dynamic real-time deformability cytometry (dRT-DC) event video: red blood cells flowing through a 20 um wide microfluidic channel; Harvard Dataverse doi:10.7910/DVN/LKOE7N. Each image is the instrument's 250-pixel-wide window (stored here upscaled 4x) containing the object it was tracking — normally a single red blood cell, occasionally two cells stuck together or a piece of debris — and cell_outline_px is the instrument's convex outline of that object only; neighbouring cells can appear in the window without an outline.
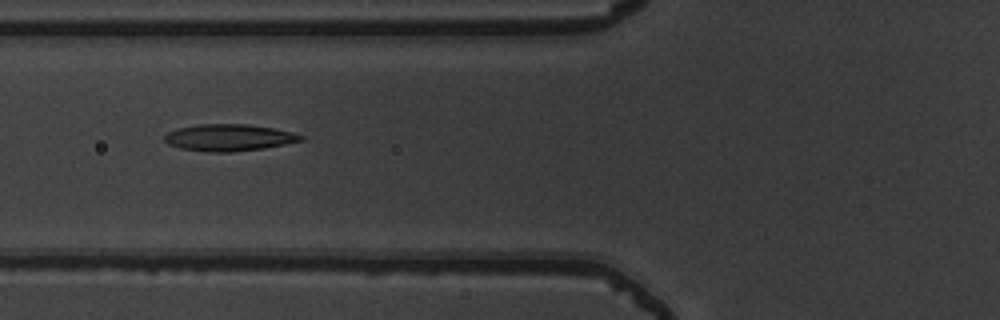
{"species": "common noctule bat (a hibernating species)", "species_latin": "Nyctalus noctula", "temperature_condition": "warm", "stored_images_in_passage": 48, "camera_frame_rate_fps": 3000, "um_per_image_px": 0.085, "animal": {"sex": "male", "body_mass_g": 19.5, "forearm_length_mm": 54.6}, "frame": {"image": 1, "passage_image": 16, "time_ms": 5.0, "image_size_px": [1000, 320], "cell_outline_px": [[304, 140], [264, 148], [232, 152], [208, 152], [180, 148], [168, 144], [164, 140], [164, 136], [168, 132], [176, 128], [196, 124], [248, 124], [272, 128], [292, 132], [304, 136]], "centroid_in_image_um": [19.43, 11.69], "position_along_channel_um": 106.4, "area_um2": 21.33}}
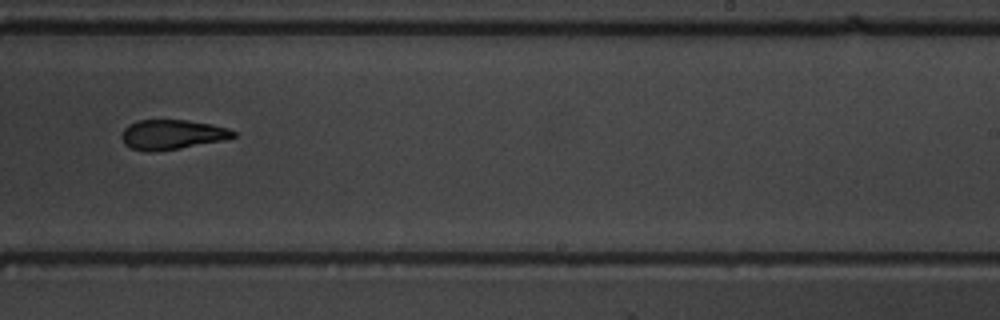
{"frame": {"image": 2, "passage_image": 29, "time_ms": 9.333, "image_size_px": [1000, 320], "cell_outline_px": [[236, 136], [224, 140], [180, 148], [148, 152], [128, 148], [124, 144], [120, 136], [124, 128], [128, 124], [136, 120], [188, 120], [212, 124], [228, 128], [236, 132]], "centroid_in_image_um": [14.59, 11.43], "position_along_channel_um": 274.4, "area_um2": 19.54}}
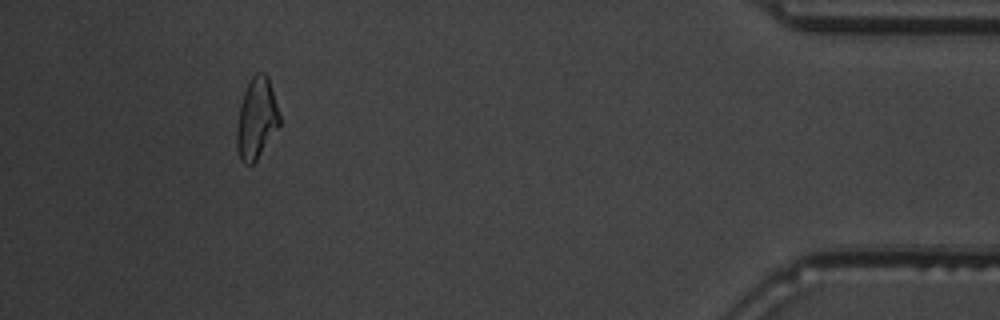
{"frame": {"image": 3, "passage_image": 44, "time_ms": 14.333, "image_size_px": [1000, 320], "cell_outline_px": [[280, 124], [256, 160], [252, 164], [244, 164], [240, 160], [236, 148], [236, 128], [240, 108], [244, 92], [252, 76], [256, 72], [264, 72], [268, 76], [272, 88], [280, 116]], "centroid_in_image_um": [21.79, 10.07], "position_along_channel_um": 413.4, "area_um2": 20.06}, "authors_computed_cell_mechanics": {"area_um2": 20.2878, "velocity_mm_per_s": 3.8875, "shape_relaxation_time_tau1_ms": 10.8899, "shape_relaxation_time_tau2_ms": 2.9711, "deformation_change_tau1": 0.2755, "deformation_change_tau2": 0.115}}